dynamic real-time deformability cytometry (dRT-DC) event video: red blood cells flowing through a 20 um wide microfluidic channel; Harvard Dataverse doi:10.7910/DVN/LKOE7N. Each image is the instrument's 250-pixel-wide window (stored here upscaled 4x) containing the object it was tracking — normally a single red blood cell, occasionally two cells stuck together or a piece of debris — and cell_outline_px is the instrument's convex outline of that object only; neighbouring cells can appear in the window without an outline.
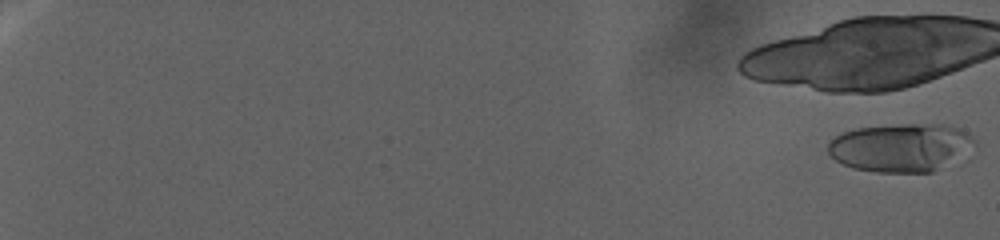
{"species": "human", "species_latin": "Homo sapiens", "temperature_condition": "warm", "stored_images_in_passage": 42, "camera_frame_rate_fps": 3000, "um_per_image_px": 0.085, "donor": {"sex": "female"}, "frame": {"image": 1, "passage_image": 1, "time_ms": 0.0, "image_size_px": [1000, 240], "cell_outline_px": [[976, 144], [932, 172], [876, 172], [852, 168], [836, 160], [828, 152], [828, 140], [844, 132], [860, 128], [908, 124], [944, 124], [968, 132], [976, 140]], "centroid_in_image_um": [76.52, 12.53], "position_along_channel_um": 8.5, "area_um2": 40.52}}